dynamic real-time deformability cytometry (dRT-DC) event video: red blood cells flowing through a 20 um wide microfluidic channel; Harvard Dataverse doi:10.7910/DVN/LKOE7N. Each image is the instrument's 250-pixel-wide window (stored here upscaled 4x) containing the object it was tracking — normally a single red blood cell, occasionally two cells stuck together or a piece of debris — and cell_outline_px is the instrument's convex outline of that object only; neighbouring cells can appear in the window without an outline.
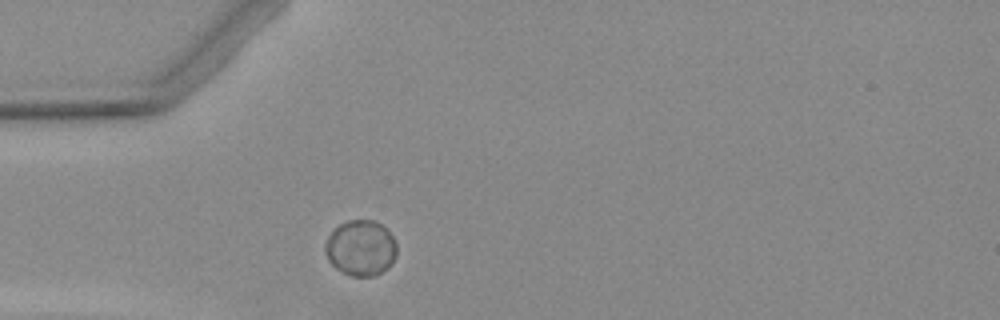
{"species": "Egyptian fruit bat (a non-hibernating species)", "species_latin": "Rousettus aegyptiacus", "temperature_condition": "warm", "stored_images_in_passage": 2, "camera_frame_rate_fps": 3000, "um_per_image_px": 0.085, "animal": {"sex": "female"}, "frame": {"image": 1, "passage_image": 2, "time_ms": 1.333, "image_size_px": [1000, 320], "cell_outline_px": [[396, 256], [388, 268], [372, 276], [348, 276], [336, 268], [328, 260], [324, 252], [324, 244], [328, 236], [340, 224], [348, 220], [372, 220], [380, 224], [392, 236], [396, 244]], "centroid_in_image_um": [30.64, 21.09], "position_along_channel_um": 54.4, "area_um2": 23.12}}